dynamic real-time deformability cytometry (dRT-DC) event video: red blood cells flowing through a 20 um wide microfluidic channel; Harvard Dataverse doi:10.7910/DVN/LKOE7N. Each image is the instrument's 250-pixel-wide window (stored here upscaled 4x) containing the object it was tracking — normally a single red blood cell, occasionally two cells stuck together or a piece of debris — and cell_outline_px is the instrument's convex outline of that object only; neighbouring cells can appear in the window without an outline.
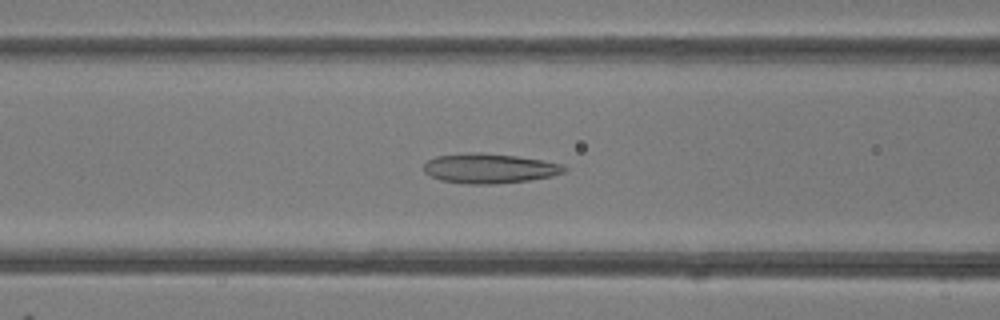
{"species": "common noctule bat (a hibernating species)", "species_latin": "Nyctalus noctula", "temperature_condition": "room temperature", "stored_images_in_passage": 42, "camera_frame_rate_fps": 3000, "um_per_image_px": 0.085, "animal": {"sex": "female"}, "frame": {"image": 1, "passage_image": 18, "time_ms": 5.667, "image_size_px": [1000, 320], "cell_outline_px": [[568, 168], [564, 172], [552, 176], [528, 180], [496, 184], [468, 184], [440, 180], [424, 172], [424, 164], [428, 160], [436, 156], [476, 152], [480, 152], [516, 156], [564, 164]], "centroid_in_image_um": [41.61, 14.31], "position_along_channel_um": 125.0, "area_um2": 24.28}}
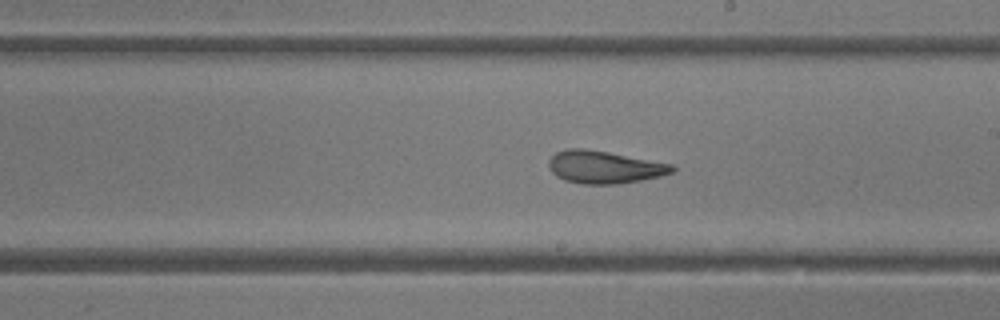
{"frame": {"image": 2, "passage_image": 26, "time_ms": 8.333, "image_size_px": [1000, 320], "cell_outline_px": [[676, 168], [672, 172], [660, 176], [640, 180], [616, 184], [580, 184], [564, 180], [556, 176], [552, 172], [548, 164], [548, 160], [556, 152], [568, 148], [584, 148], [608, 152], [672, 164]], "centroid_in_image_um": [51.33, 14.2], "position_along_channel_um": 237.7, "area_um2": 23.35}}
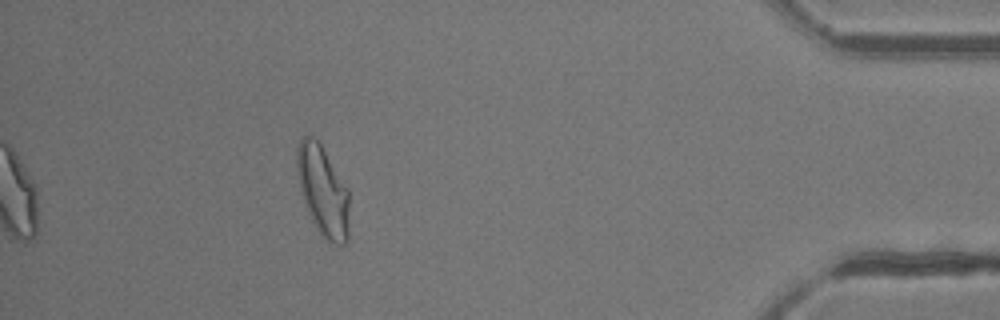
{"frame": {"image": 3, "passage_image": 42, "time_ms": 13.667, "image_size_px": [1000, 320], "cell_outline_px": [[348, 240], [344, 244], [336, 244], [328, 240], [316, 228], [308, 212], [300, 192], [296, 164], [296, 148], [300, 136], [312, 136], [320, 144], [348, 188]], "centroid_in_image_um": [27.42, 16.19], "position_along_channel_um": 407.8, "area_um2": 27.34}, "authors_computed_cell_mechanics": {"area_um2": 24.9696, "velocity_mm_per_s": 4.2167, "shape_relaxation_time_tau1_ms": 5.5339, "shape_relaxation_time_tau2_ms": 1.7669, "deformation_change_tau1": 0.1571, "deformation_change_tau2": 0.1004}}